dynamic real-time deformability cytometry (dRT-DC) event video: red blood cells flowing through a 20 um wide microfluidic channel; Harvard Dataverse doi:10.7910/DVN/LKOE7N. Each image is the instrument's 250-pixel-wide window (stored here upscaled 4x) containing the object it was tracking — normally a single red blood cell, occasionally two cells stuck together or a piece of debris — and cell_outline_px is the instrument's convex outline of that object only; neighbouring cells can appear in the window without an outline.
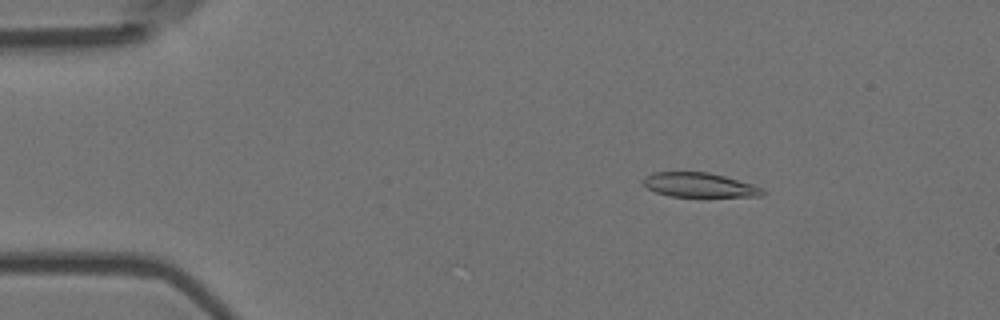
{"species": "Egyptian fruit bat (a non-hibernating species)", "species_latin": "Rousettus aegyptiacus", "temperature_condition": "room temperature", "stored_images_in_passage": 4, "camera_frame_rate_fps": 3000, "um_per_image_px": 0.085, "animal": {"sex": "female"}, "frame": {"image": 1, "passage_image": 2, "time_ms": 0.333, "image_size_px": [1000, 320], "cell_outline_px": [[764, 192], [760, 196], [668, 196], [656, 192], [648, 188], [644, 184], [644, 176], [652, 172], [708, 172], [724, 176], [752, 184], [764, 188]], "centroid_in_image_um": [59.42, 15.71], "position_along_channel_um": 25.6, "area_um2": 16.76}}